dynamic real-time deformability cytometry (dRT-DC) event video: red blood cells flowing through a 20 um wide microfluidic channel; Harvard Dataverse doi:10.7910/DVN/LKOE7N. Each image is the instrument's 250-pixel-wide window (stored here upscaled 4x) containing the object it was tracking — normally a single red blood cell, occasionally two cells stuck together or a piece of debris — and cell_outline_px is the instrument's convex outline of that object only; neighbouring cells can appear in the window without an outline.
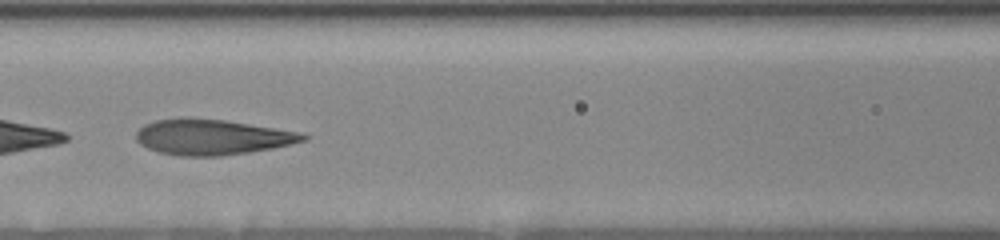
{"species": "human", "species_latin": "Homo sapiens", "temperature_condition": "room temperature", "stored_images_in_passage": 41, "camera_frame_rate_fps": 3000, "um_per_image_px": 0.085, "donor": {"sex": "female"}, "frame": {"image": 1, "passage_image": 17, "time_ms": 5.667, "image_size_px": [1000, 240], "cell_outline_px": [[308, 140], [292, 144], [272, 148], [248, 152], [220, 156], [180, 156], [160, 152], [148, 148], [140, 144], [136, 140], [136, 132], [144, 124], [156, 120], [184, 116], [224, 120], [300, 132], [308, 136]], "centroid_in_image_um": [18.0, 11.64], "position_along_channel_um": 148.6, "area_um2": 34.68}}
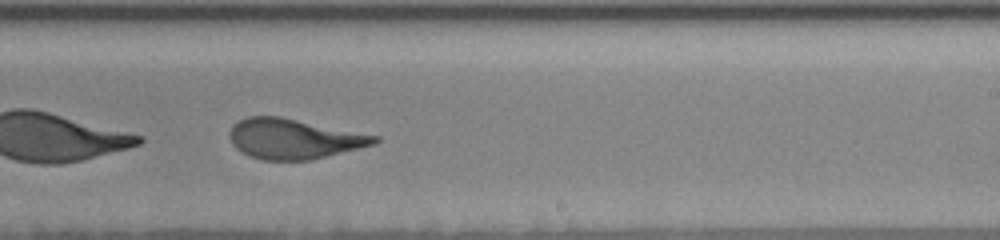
{"frame": {"image": 2, "passage_image": 24, "time_ms": 8.667, "image_size_px": [1000, 240], "cell_outline_px": [[380, 140], [376, 144], [308, 160], [260, 160], [248, 156], [236, 148], [232, 144], [228, 132], [232, 124], [248, 116], [280, 116], [380, 136]], "centroid_in_image_um": [24.95, 11.79], "position_along_channel_um": 264.1, "area_um2": 33.93}}
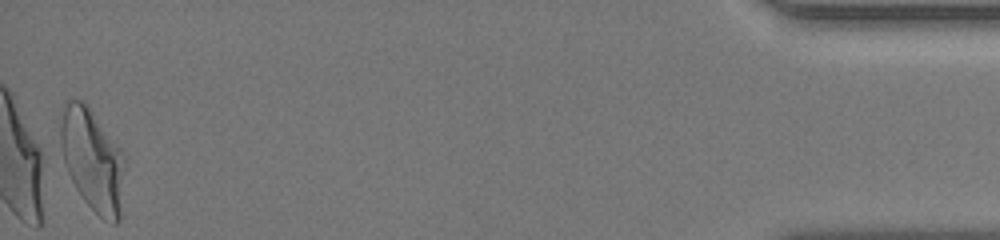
{"frame": {"image": 3, "passage_image": 41, "time_ms": 15.0, "image_size_px": [1000, 240], "cell_outline_px": [[124, 160], [120, 220], [116, 224], [112, 224], [104, 220], [84, 200], [76, 188], [56, 148], [64, 100], [80, 100], [88, 108], [120, 148], [124, 156]], "centroid_in_image_um": [7.79, 13.59], "position_along_channel_um": 427.4, "area_um2": 38.32}, "authors_computed_cell_mechanics": {"area_um2": 35.258, "velocity_mm_per_s": 3.8744, "shape_relaxation_time_tau1_ms": 4.7799, "shape_relaxation_time_tau2_ms": 0.9633, "deformation_change_tau1": 0.2094, "deformation_change_tau2": 0.099}}